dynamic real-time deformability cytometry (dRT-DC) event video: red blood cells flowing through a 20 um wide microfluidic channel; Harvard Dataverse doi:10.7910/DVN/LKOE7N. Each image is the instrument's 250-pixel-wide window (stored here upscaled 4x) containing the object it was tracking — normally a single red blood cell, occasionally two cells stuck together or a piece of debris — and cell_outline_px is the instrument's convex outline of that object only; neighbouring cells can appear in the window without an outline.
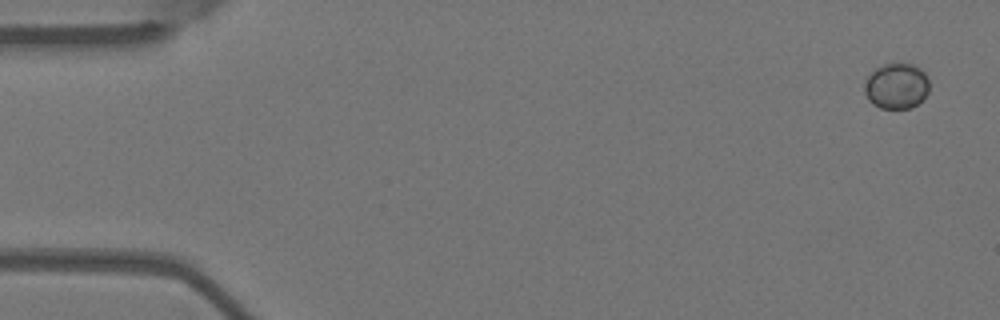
{"species": "Egyptian fruit bat (a non-hibernating species)", "species_latin": "Rousettus aegyptiacus", "temperature_condition": "warm", "stored_images_in_passage": 47, "camera_frame_rate_fps": 3000, "um_per_image_px": 0.085, "animal": {"sex": "female"}, "frame": {"image": 1, "passage_image": 1, "time_ms": 0.0, "image_size_px": [1000, 320], "cell_outline_px": [[928, 92], [912, 108], [880, 108], [872, 104], [868, 100], [864, 92], [864, 88], [868, 76], [876, 68], [884, 64], [912, 64], [920, 68], [924, 72], [928, 80]], "centroid_in_image_um": [76.18, 7.32], "position_along_channel_um": 8.8, "area_um2": 17.05}}
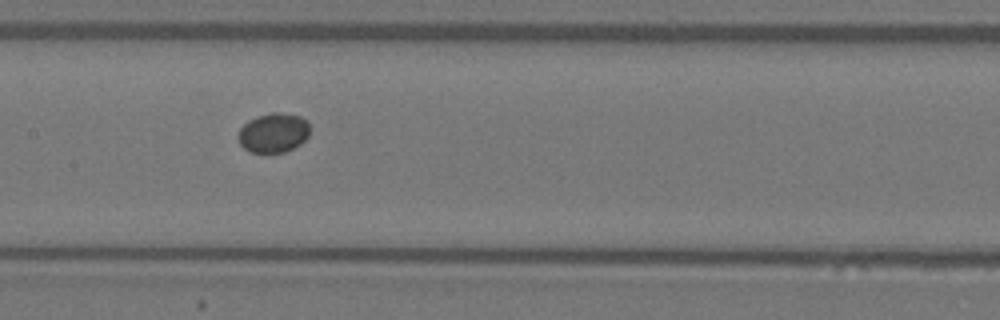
{"frame": {"image": 2, "passage_image": 26, "time_ms": 8.333, "image_size_px": [1000, 320], "cell_outline_px": [[308, 136], [300, 144], [284, 152], [252, 152], [244, 148], [240, 144], [236, 136], [240, 128], [248, 120], [256, 116], [272, 112], [280, 112], [300, 116], [308, 120]], "centroid_in_image_um": [23.22, 11.27], "position_along_channel_um": 184.2, "area_um2": 16.53}}
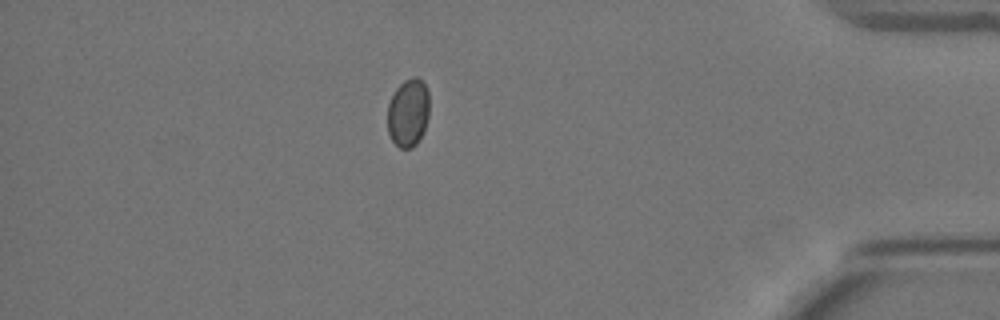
{"frame": {"image": 3, "passage_image": 47, "time_ms": 15.333, "image_size_px": [1000, 320], "cell_outline_px": [[428, 116], [424, 132], [416, 144], [412, 148], [400, 148], [392, 140], [388, 132], [388, 104], [396, 88], [404, 80], [412, 76], [420, 76], [428, 92]], "centroid_in_image_um": [34.7, 9.56], "position_along_channel_um": 400.5, "area_um2": 16.7}, "authors_computed_cell_mechanics": {"area_um2": 16.6464, "velocity_mm_per_s": 3.6808, "shape_relaxation_time_tau1_ms": 3.1486, "shape_relaxation_time_tau2_ms": null, "deformation_change_tau1": 0.0367, "deformation_change_tau2": null}}